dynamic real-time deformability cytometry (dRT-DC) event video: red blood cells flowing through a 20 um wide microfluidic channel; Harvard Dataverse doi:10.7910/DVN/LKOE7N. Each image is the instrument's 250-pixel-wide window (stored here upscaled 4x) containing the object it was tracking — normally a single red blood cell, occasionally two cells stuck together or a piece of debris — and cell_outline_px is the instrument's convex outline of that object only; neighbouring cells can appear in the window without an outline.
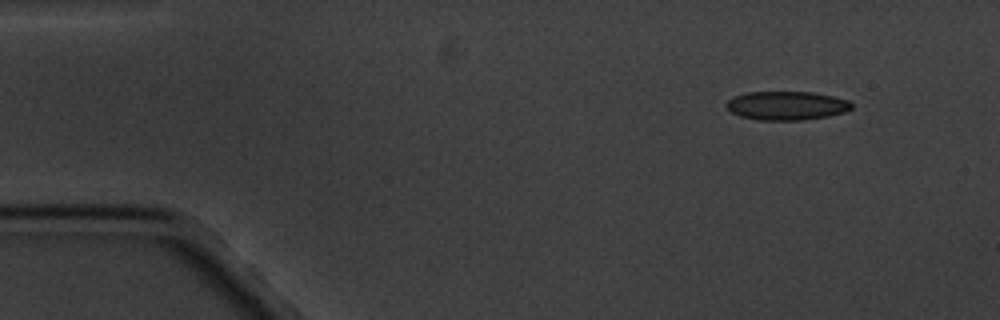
{"species": "common noctule bat (a hibernating species)", "species_latin": "Nyctalus noctula", "temperature_condition": "cold", "stored_images_in_passage": 3, "camera_frame_rate_fps": 3000, "um_per_image_px": 0.085, "animal": {"sex": "male", "body_mass_g": 20.1, "forearm_length_mm": 53.5}, "frame": {"image": 1, "passage_image": 1, "time_ms": 0.0, "image_size_px": [1000, 320], "cell_outline_px": [[852, 108], [844, 112], [828, 116], [804, 120], [760, 120], [740, 116], [732, 112], [724, 104], [732, 96], [744, 92], [812, 92], [832, 96], [848, 100], [852, 104]], "centroid_in_image_um": [66.83, 8.97], "position_along_channel_um": 18.2, "area_um2": 21.04}}